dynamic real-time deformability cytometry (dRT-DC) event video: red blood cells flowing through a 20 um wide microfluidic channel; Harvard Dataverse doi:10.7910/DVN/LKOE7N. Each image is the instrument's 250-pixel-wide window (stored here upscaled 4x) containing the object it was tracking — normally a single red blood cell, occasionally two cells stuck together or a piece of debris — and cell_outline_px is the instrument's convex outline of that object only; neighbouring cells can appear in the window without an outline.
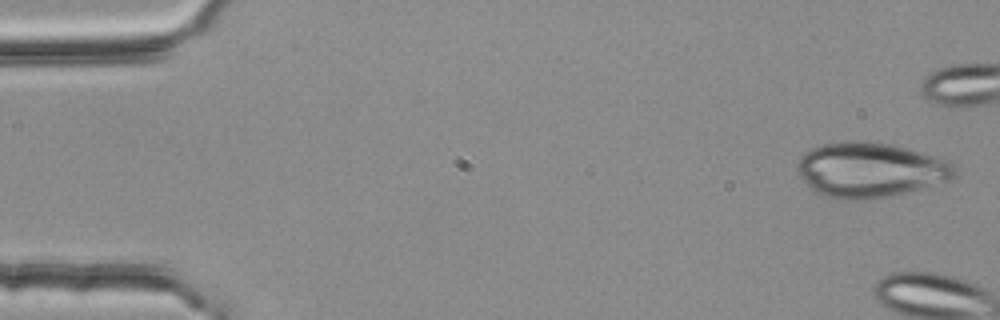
{"species": "common noctule bat (a hibernating species)", "species_latin": "Nyctalus noctula", "temperature_condition": "room temperature", "stored_images_in_passage": 6, "segment_of_instrument_passage": [1, 2], "camera_frame_rate_fps": 3000, "um_per_image_px": 0.085, "animal": {"sex": "female", "body_mass_g": 25.1}, "frame": {"image": 1, "passage_image": 1, "time_ms": 0.0, "image_size_px": [1000, 320], "cell_outline_px": [[956, 176], [952, 180], [872, 200], [848, 200], [824, 196], [812, 192], [800, 176], [796, 168], [796, 164], [800, 156], [804, 152], [820, 144], [844, 140], [868, 140], [892, 144], [948, 160], [956, 168]], "centroid_in_image_um": [73.91, 14.43], "position_along_channel_um": 11.1, "area_um2": 51.04}}